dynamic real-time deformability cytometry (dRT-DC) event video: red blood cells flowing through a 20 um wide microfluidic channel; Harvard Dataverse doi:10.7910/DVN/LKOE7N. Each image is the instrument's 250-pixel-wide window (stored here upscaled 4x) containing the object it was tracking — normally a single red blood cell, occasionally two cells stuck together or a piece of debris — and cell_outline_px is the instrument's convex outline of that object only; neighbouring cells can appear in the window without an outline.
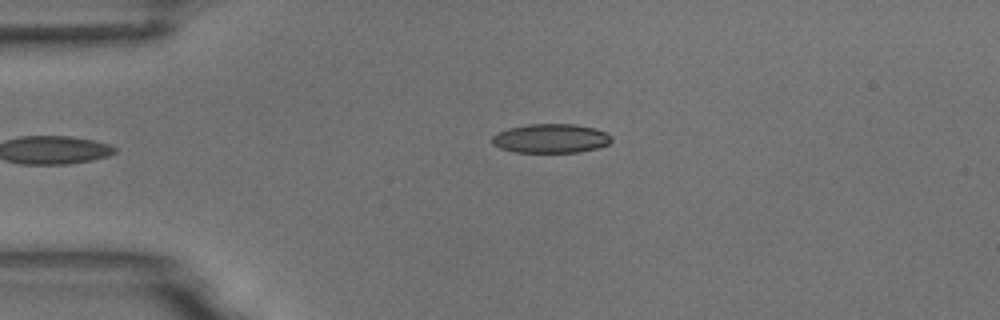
{"species": "common noctule bat (a hibernating species)", "species_latin": "Nyctalus noctula", "temperature_condition": "room temperature", "stored_images_in_passage": 2, "camera_frame_rate_fps": 3000, "um_per_image_px": 0.085, "animal": {"sex": "male", "body_mass_g": 18.8}, "frame": {"image": 1, "passage_image": 1, "time_ms": 0.0, "image_size_px": [1000, 320], "cell_outline_px": [[612, 140], [608, 144], [596, 148], [580, 152], [516, 152], [500, 148], [492, 144], [492, 136], [508, 128], [528, 124], [572, 124], [596, 128], [612, 136]], "centroid_in_image_um": [46.82, 11.76], "position_along_channel_um": 38.2, "area_um2": 20.17}}